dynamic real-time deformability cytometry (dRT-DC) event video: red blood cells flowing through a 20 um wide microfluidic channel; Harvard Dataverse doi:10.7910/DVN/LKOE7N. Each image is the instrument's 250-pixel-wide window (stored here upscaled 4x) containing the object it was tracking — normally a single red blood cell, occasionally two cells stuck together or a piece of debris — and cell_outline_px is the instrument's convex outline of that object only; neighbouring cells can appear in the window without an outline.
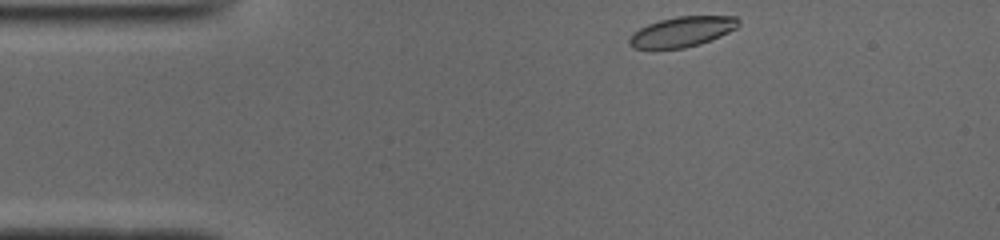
{"species": "common noctule bat (a hibernating species)", "species_latin": "Nyctalus noctula", "temperature_condition": "cold", "stored_images_in_passage": 44, "camera_frame_rate_fps": 3000, "um_per_image_px": 0.085, "animal": {"sex": "male", "body_mass_g": 19.0, "forearm_length_mm": 50.8}, "frame": {"image": 1, "passage_image": 1, "time_ms": 0.0, "image_size_px": [1000, 240], "cell_outline_px": [[740, 24], [736, 28], [720, 36], [700, 44], [684, 48], [632, 48], [628, 44], [628, 40], [640, 28], [648, 24], [660, 20], [676, 16], [736, 16], [740, 20]], "centroid_in_image_um": [58.01, 2.69], "position_along_channel_um": 27.0, "area_um2": 19.02}}
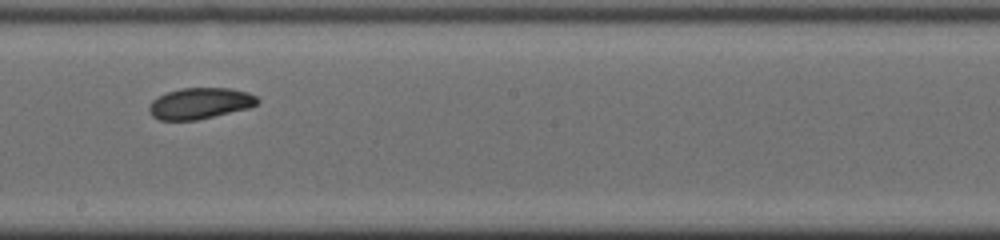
{"frame": {"image": 2, "passage_image": 21, "time_ms": 6.667, "image_size_px": [1000, 240], "cell_outline_px": [[260, 100], [256, 104], [248, 108], [196, 120], [160, 120], [152, 116], [148, 112], [148, 108], [152, 100], [168, 92], [180, 88], [232, 88], [248, 92], [256, 96]], "centroid_in_image_um": [16.99, 8.78], "position_along_channel_um": 231.2, "area_um2": 19.59}}
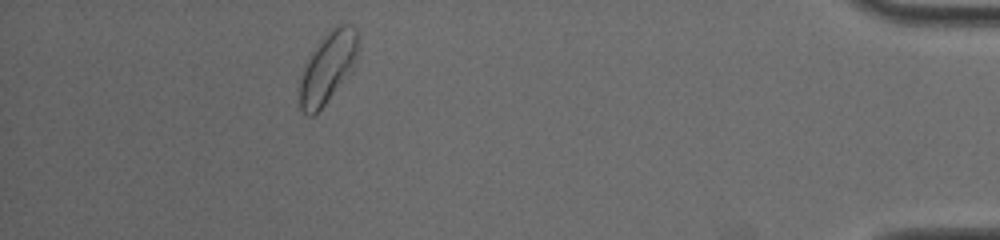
{"frame": {"image": 3, "passage_image": 39, "time_ms": 12.667, "image_size_px": [1000, 240], "cell_outline_px": [[360, 48], [356, 60], [352, 68], [324, 104], [312, 116], [308, 116], [300, 108], [300, 80], [304, 64], [308, 56], [324, 36], [332, 28], [340, 24], [352, 24], [356, 28]], "centroid_in_image_um": [27.87, 5.67], "position_along_channel_um": 407.3, "area_um2": 23.76}, "authors_computed_cell_mechanics": {"area_um2": 20.2589, "velocity_mm_per_s": 3.8779, "shape_relaxation_time_tau1_ms": 4.6477, "shape_relaxation_time_tau2_ms": 3.8151, "deformation_change_tau1": 0.1048, "deformation_change_tau2": 0.059}}